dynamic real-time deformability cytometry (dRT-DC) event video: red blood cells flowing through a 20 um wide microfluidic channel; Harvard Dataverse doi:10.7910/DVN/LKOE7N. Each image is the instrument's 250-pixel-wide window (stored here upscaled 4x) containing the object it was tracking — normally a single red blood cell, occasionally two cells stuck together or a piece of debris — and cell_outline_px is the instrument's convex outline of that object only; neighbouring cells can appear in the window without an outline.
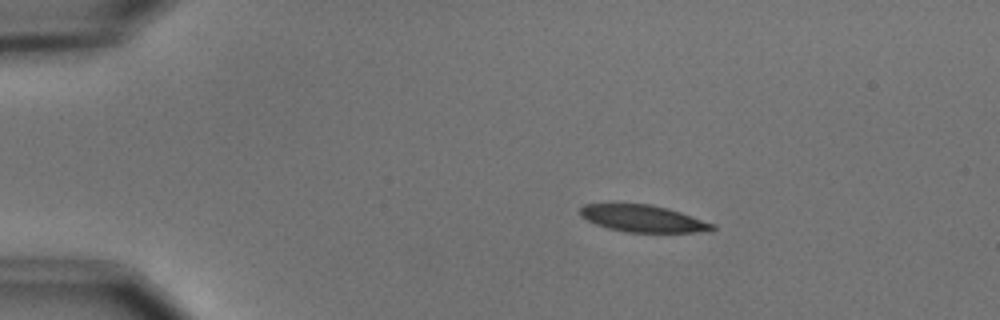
{"species": "common noctule bat (a hibernating species)", "species_latin": "Nyctalus noctula", "temperature_condition": "cold", "stored_images_in_passage": 4, "camera_frame_rate_fps": 3000, "um_per_image_px": 0.085, "animal": {"sex": "male", "body_mass_g": 15.6}, "frame": {"image": 1, "passage_image": 3, "time_ms": 2.333, "image_size_px": [1000, 320], "cell_outline_px": [[716, 228], [696, 232], [624, 232], [608, 228], [596, 224], [580, 216], [580, 208], [584, 204], [652, 204], [668, 208], [716, 224]], "centroid_in_image_um": [54.64, 18.57], "position_along_channel_um": 30.4, "area_um2": 20.63}}